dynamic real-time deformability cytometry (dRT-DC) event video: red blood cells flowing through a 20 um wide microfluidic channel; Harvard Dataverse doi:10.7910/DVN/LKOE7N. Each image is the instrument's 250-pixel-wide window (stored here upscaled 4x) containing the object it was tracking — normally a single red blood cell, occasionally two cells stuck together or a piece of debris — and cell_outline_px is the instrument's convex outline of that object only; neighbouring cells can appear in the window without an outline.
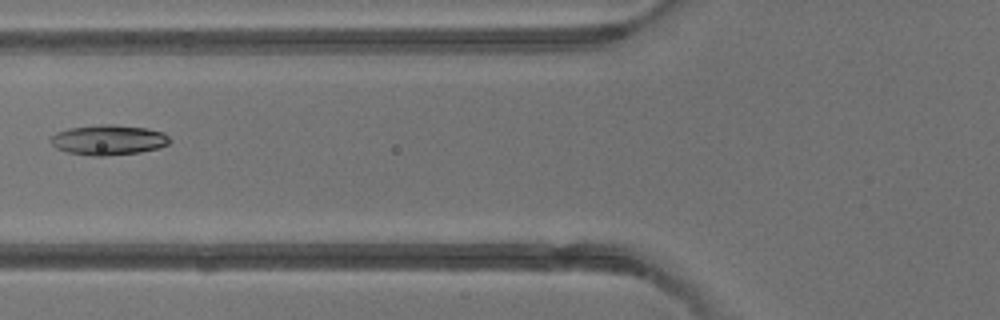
{"species": "common noctule bat (a hibernating species)", "species_latin": "Nyctalus noctula", "temperature_condition": "warm", "stored_images_in_passage": 5, "camera_frame_rate_fps": 3000, "um_per_image_px": 0.085, "animal": {"sex": "male", "body_mass_g": 13.3}, "frame": {"image": 1, "passage_image": 5, "time_ms": 6.0, "image_size_px": [1000, 320], "cell_outline_px": [[172, 140], [168, 144], [160, 148], [140, 152], [104, 156], [92, 156], [68, 152], [56, 148], [48, 140], [56, 132], [68, 128], [100, 124], [112, 124], [148, 128], [164, 132]], "centroid_in_image_um": [9.23, 11.89], "position_along_channel_um": 116.6, "area_um2": 21.15}}